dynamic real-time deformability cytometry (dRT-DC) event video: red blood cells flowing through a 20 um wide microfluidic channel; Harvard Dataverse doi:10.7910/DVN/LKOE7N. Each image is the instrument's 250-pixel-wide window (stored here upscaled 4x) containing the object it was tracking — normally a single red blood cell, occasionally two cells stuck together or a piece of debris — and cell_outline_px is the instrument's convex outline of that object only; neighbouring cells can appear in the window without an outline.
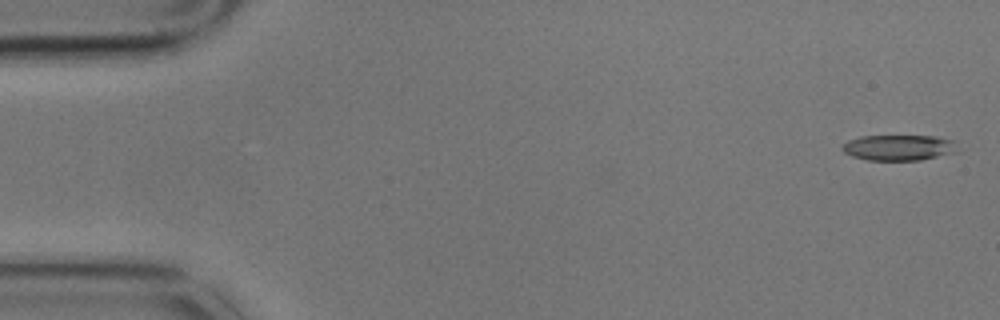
{"species": "common noctule bat (a hibernating species)", "species_latin": "Nyctalus noctula", "temperature_condition": "cold", "stored_images_in_passage": 5, "camera_frame_rate_fps": 3000, "um_per_image_px": 0.085, "animal": {"sex": "male", "body_mass_g": 17.9}, "frame": {"image": 1, "passage_image": 1, "time_ms": 0.0, "image_size_px": [1000, 320], "cell_outline_px": [[960, 152], [920, 160], [868, 160], [852, 156], [844, 152], [840, 148], [848, 140], [860, 136], [936, 136], [956, 140]], "centroid_in_image_um": [76.47, 12.54], "position_along_channel_um": 8.5, "area_um2": 17.57}}
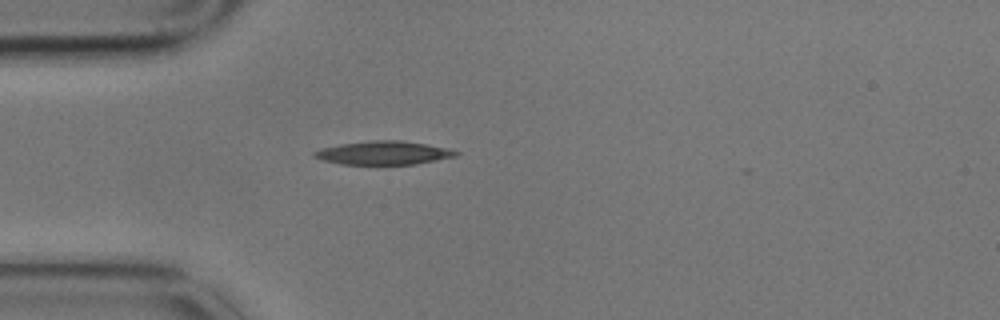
{"frame": {"image": 2, "passage_image": 5, "time_ms": 1.333, "image_size_px": [1000, 320], "cell_outline_px": [[460, 152], [456, 156], [416, 164], [340, 164], [324, 160], [312, 156], [312, 152], [320, 148], [340, 144], [372, 140], [400, 140], [424, 144], [444, 148]], "centroid_in_image_um": [32.54, 12.99], "position_along_channel_um": 52.5, "area_um2": 19.19}}